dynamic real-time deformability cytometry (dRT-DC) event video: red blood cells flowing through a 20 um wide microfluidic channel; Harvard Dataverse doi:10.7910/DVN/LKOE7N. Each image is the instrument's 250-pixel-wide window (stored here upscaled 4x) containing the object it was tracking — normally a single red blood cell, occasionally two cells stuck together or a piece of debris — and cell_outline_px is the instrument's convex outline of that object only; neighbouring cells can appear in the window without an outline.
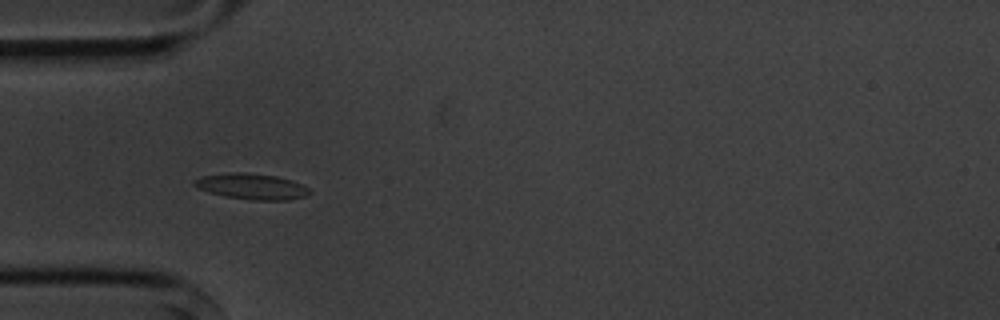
{"species": "common noctule bat (a hibernating species)", "species_latin": "Nyctalus noctula", "temperature_condition": "cold", "stored_images_in_passage": 14, "camera_frame_rate_fps": 3000, "um_per_image_px": 0.085, "animal": {"sex": "male", "body_mass_g": 20.1, "forearm_length_mm": 53.5}, "frame": {"image": 1, "passage_image": 4, "time_ms": 4.333, "image_size_px": [1000, 320], "cell_outline_px": [[312, 192], [308, 196], [288, 200], [252, 200], [224, 196], [208, 192], [196, 188], [192, 184], [192, 180], [200, 176], [228, 172], [244, 172], [276, 176], [292, 180], [308, 188]], "centroid_in_image_um": [21.35, 15.84], "position_along_channel_um": 63.6, "area_um2": 17.63}}
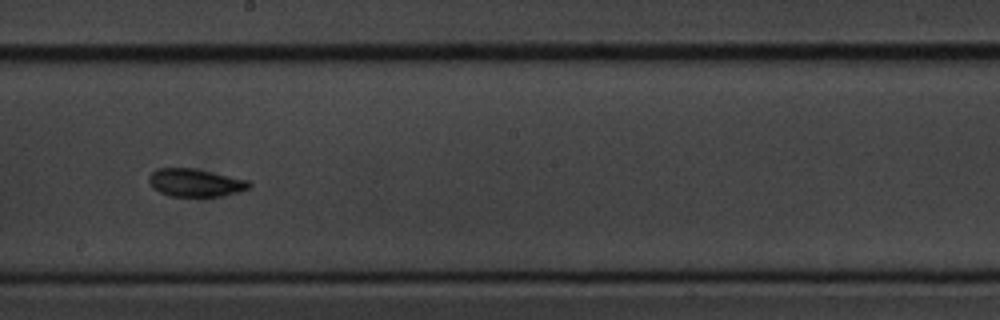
{"frame": {"image": 2, "passage_image": 8, "time_ms": 9.0, "image_size_px": [1000, 320], "cell_outline_px": [[252, 184], [248, 188], [236, 192], [220, 196], [168, 196], [152, 188], [148, 180], [148, 176], [156, 168], [192, 168], [212, 172], [248, 180]], "centroid_in_image_um": [16.55, 15.52], "position_along_channel_um": 231.7, "area_um2": 16.18}}
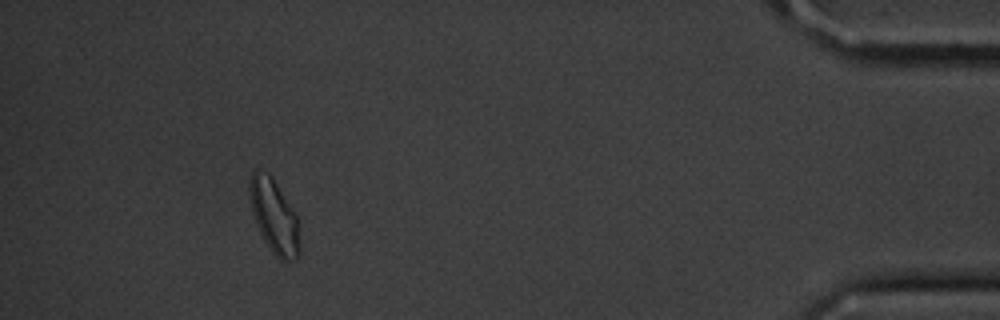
{"frame": {"image": 3, "passage_image": 13, "time_ms": 15.667, "image_size_px": [1000, 320], "cell_outline_px": [[300, 256], [296, 260], [280, 260], [272, 252], [264, 240], [256, 224], [252, 212], [248, 188], [248, 184], [252, 172], [256, 168], [268, 172], [272, 176], [296, 216], [300, 248]], "centroid_in_image_um": [23.28, 18.37], "position_along_channel_um": 411.9, "area_um2": 21.5}, "authors_computed_cell_mechanics": {"area_um2": 16.6175, "velocity_mm_per_s": 3.6118, "shape_relaxation_time_tau1_ms": 3.3826, "shape_relaxation_time_tau2_ms": 3.6438, "deformation_change_tau1": 0.0895, "deformation_change_tau2": 0.0729}}